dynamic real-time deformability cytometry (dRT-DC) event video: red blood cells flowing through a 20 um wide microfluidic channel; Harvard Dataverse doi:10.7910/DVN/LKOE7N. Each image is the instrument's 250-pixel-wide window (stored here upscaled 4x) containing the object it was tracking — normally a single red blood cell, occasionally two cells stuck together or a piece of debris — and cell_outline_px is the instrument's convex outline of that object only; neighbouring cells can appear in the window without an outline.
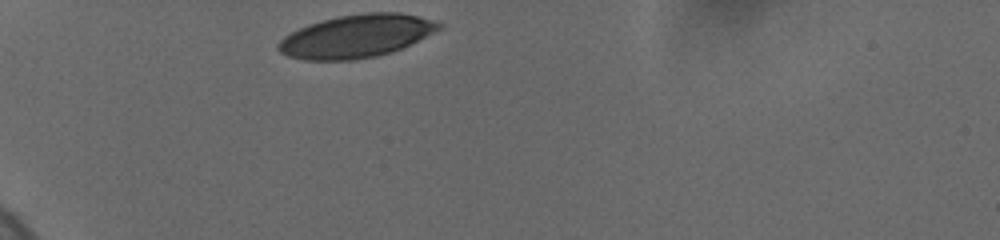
{"species": "human", "species_latin": "Homo sapiens", "temperature_condition": "cold", "stored_images_in_passage": 18, "camera_frame_rate_fps": 3000, "um_per_image_px": 0.085, "donor": {"sex": "female"}, "frame": {"image": 1, "passage_image": 1, "time_ms": 0.0, "image_size_px": [1000, 240], "cell_outline_px": [[444, 28], [392, 52], [376, 56], [352, 60], [304, 60], [288, 56], [280, 52], [276, 48], [276, 44], [284, 36], [308, 24], [340, 16], [364, 12], [400, 12], [432, 20], [444, 24]], "centroid_in_image_um": [30.29, 3.07], "position_along_channel_um": 54.7, "area_um2": 40.11}}
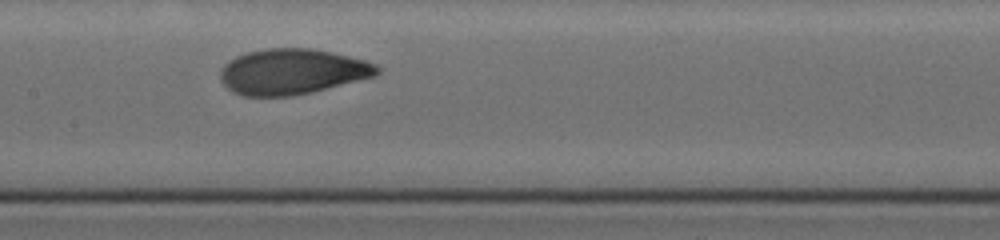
{"frame": {"image": 2, "passage_image": 11, "time_ms": 4.333, "image_size_px": [1000, 240], "cell_outline_px": [[380, 72], [376, 76], [312, 92], [292, 96], [244, 96], [232, 92], [224, 84], [220, 76], [220, 68], [228, 60], [236, 56], [248, 52], [264, 48], [312, 48], [332, 52], [364, 60], [376, 64], [380, 68]], "centroid_in_image_um": [24.83, 6.09], "position_along_channel_um": 182.6, "area_um2": 41.79}}
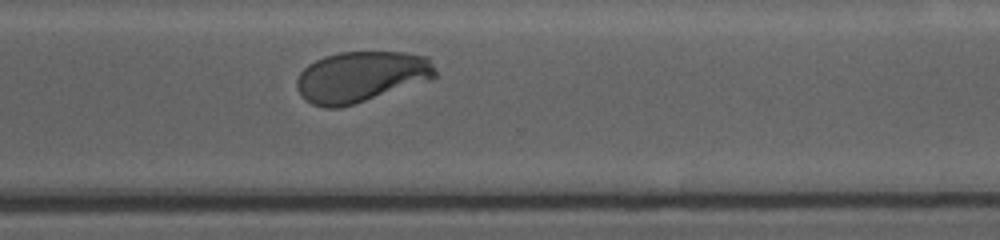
{"frame": {"image": 3, "passage_image": 18, "time_ms": 8.667, "image_size_px": [1000, 240], "cell_outline_px": [[436, 76], [428, 80], [352, 104], [336, 108], [324, 108], [312, 104], [304, 100], [300, 96], [296, 88], [296, 80], [300, 72], [308, 64], [324, 56], [340, 52], [404, 52], [428, 56], [436, 72]], "centroid_in_image_um": [30.63, 6.51], "position_along_channel_um": 340.0, "area_um2": 40.81}}